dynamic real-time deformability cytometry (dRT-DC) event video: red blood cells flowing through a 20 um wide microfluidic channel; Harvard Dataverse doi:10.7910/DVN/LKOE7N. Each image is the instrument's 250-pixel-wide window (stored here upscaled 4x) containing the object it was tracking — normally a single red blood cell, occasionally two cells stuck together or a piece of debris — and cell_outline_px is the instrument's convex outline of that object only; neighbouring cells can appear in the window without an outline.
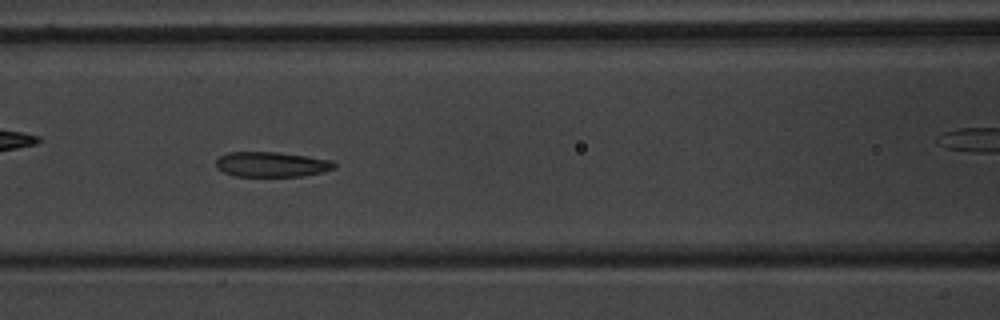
{"species": "common noctule bat (a hibernating species)", "species_latin": "Nyctalus noctula", "temperature_condition": "warm", "stored_images_in_passage": 55, "camera_frame_rate_fps": 3000, "um_per_image_px": 0.085, "animal": {"sex": "male", "body_mass_g": 20.1, "forearm_length_mm": 53.5}, "frame": {"image": 1, "passage_image": 24, "time_ms": 7.667, "image_size_px": [1000, 320], "cell_outline_px": [[336, 168], [324, 172], [300, 176], [232, 176], [216, 168], [216, 160], [220, 156], [228, 152], [276, 152], [332, 160], [336, 164]], "centroid_in_image_um": [23.08, 13.98], "position_along_channel_um": 143.5, "area_um2": 17.28}, "authors_computed_cell_mechanics": {"area_um2": 18.207, "velocity_mm_per_s": 3.7109, "shape_relaxation_time_tau1_ms": 3.6116, "shape_relaxation_time_tau2_ms": 2.7157, "deformation_change_tau1": 0.1118, "deformation_change_tau2": 0.1086}}